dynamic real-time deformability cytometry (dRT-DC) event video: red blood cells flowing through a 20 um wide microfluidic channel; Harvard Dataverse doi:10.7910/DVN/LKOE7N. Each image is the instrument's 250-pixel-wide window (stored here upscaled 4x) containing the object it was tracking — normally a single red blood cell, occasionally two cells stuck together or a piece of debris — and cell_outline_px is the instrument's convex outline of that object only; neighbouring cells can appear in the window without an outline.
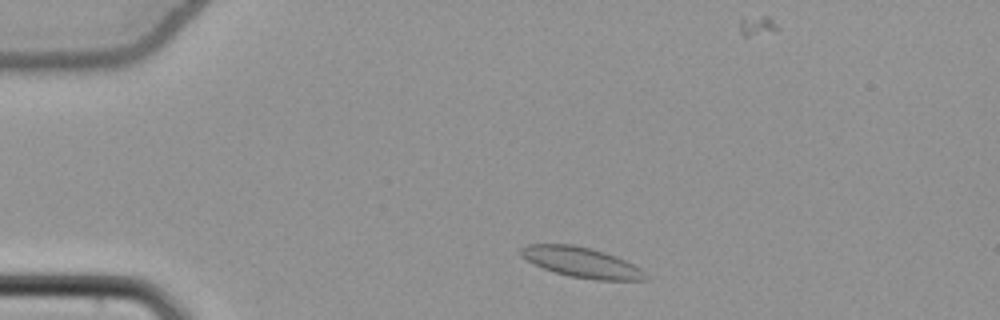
{"species": "common noctule bat (a hibernating species)", "species_latin": "Nyctalus noctula", "temperature_condition": "cold", "stored_images_in_passage": 48, "camera_frame_rate_fps": 3000, "um_per_image_px": 0.085, "animal": {"sex": "female", "body_mass_g": 22.7, "forearm_length_mm": 54.2}, "frame": {"image": 1, "passage_image": 4, "time_ms": 1.0, "image_size_px": [1000, 320], "cell_outline_px": [[648, 280], [596, 280], [572, 276], [556, 272], [544, 268], [520, 256], [520, 248], [528, 244], [572, 244], [604, 252], [616, 256], [640, 268], [648, 276]], "centroid_in_image_um": [49.44, 22.29], "position_along_channel_um": 35.6, "area_um2": 21.62}}
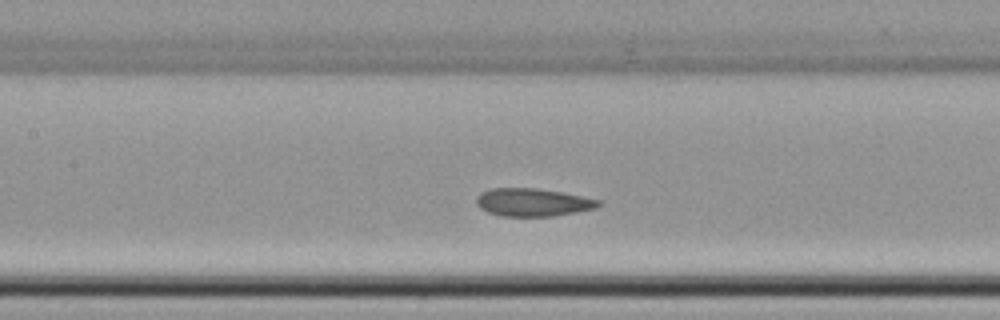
{"frame": {"image": 2, "passage_image": 18, "time_ms": 5.667, "image_size_px": [1000, 320], "cell_outline_px": [[600, 204], [596, 208], [576, 212], [552, 216], [500, 216], [488, 212], [480, 208], [476, 204], [476, 196], [480, 192], [492, 188], [536, 188], [564, 192], [600, 200]], "centroid_in_image_um": [45.26, 17.19], "position_along_channel_um": 162.1, "area_um2": 19.94}}
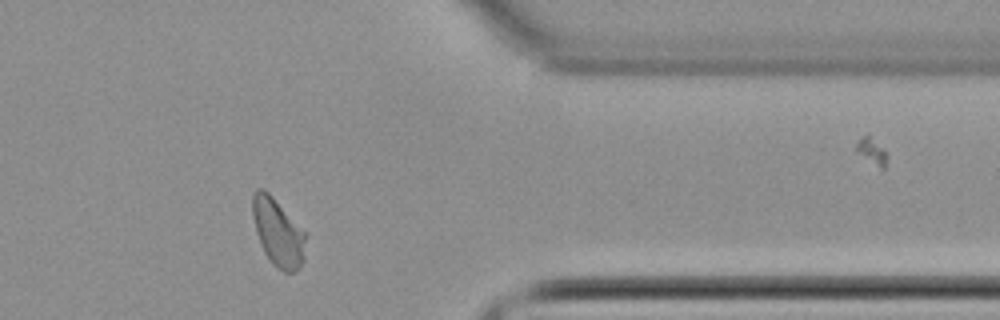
{"frame": {"image": 3, "passage_image": 37, "time_ms": 12.0, "image_size_px": [1000, 320], "cell_outline_px": [[308, 232], [304, 260], [296, 272], [284, 272], [272, 264], [268, 260], [264, 252], [256, 232], [252, 216], [252, 196], [256, 188], [264, 188]], "centroid_in_image_um": [23.66, 19.75], "position_along_channel_um": 387.7, "area_um2": 21.56}, "authors_computed_cell_mechanics": {"area_um2": 20.2589, "velocity_mm_per_s": 3.7955, "shape_relaxation_time_tau1_ms": null, "shape_relaxation_time_tau2_ms": 0.6063, "deformation_change_tau1": null, "deformation_change_tau2": 0.0574}}